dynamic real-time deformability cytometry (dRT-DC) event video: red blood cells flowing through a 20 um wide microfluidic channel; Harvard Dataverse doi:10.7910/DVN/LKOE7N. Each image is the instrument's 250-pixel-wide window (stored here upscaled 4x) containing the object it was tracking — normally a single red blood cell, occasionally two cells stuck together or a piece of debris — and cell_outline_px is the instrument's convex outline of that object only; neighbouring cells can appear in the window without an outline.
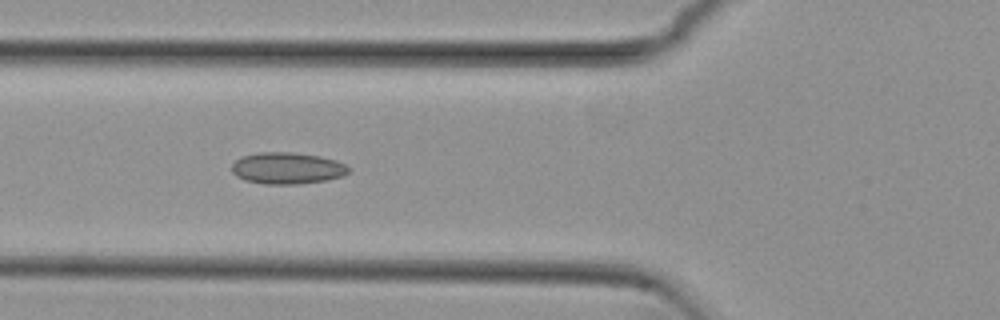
{"species": "common noctule bat (a hibernating species)", "species_latin": "Nyctalus noctula", "temperature_condition": "cold", "stored_images_in_passage": 29, "camera_frame_rate_fps": 3000, "um_per_image_px": 0.085, "animal": {"sex": "female", "body_mass_g": 29.2, "forearm_length_mm": 56.3}, "frame": {"image": 1, "passage_image": 6, "time_ms": 1.667, "image_size_px": [1000, 320], "cell_outline_px": [[352, 168], [344, 176], [324, 180], [296, 184], [264, 184], [244, 180], [236, 176], [232, 172], [232, 164], [236, 160], [244, 156], [260, 152], [292, 152], [320, 156], [336, 160]], "centroid_in_image_um": [24.42, 14.29], "position_along_channel_um": 101.4, "area_um2": 21.5}}
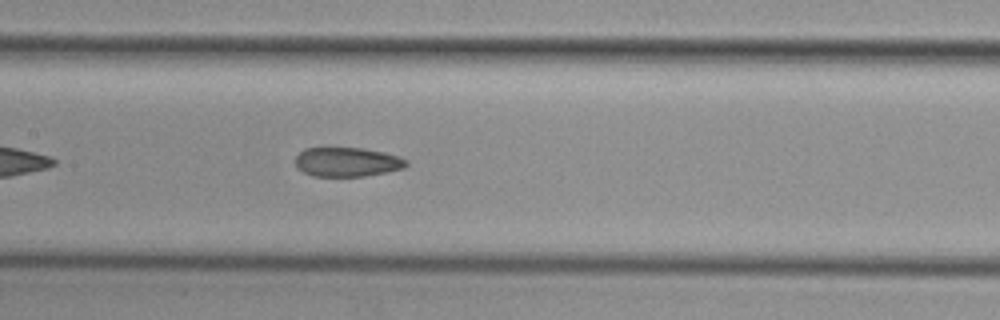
{"frame": {"image": 2, "passage_image": 12, "time_ms": 3.667, "image_size_px": [1000, 320], "cell_outline_px": [[408, 164], [404, 168], [388, 172], [364, 176], [312, 176], [296, 168], [296, 156], [304, 148], [364, 148], [384, 152], [400, 156], [408, 160]], "centroid_in_image_um": [29.53, 13.77], "position_along_channel_um": 177.9, "area_um2": 19.07}}
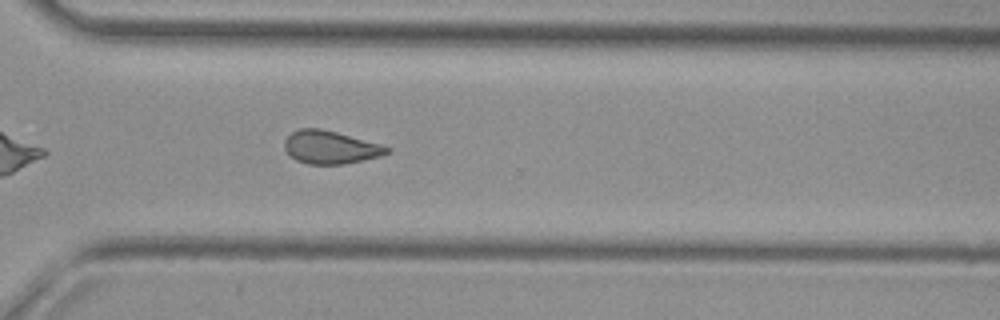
{"frame": {"image": 3, "passage_image": 25, "time_ms": 8.0, "image_size_px": [1000, 320], "cell_outline_px": [[392, 152], [380, 156], [344, 164], [308, 164], [296, 160], [284, 148], [284, 140], [292, 132], [300, 128], [320, 128], [336, 132], [380, 144], [392, 148]], "centroid_in_image_um": [28.09, 12.52], "position_along_channel_um": 342.5, "area_um2": 19.59}, "authors_computed_cell_mechanics": {"area_um2": 19.7676, "velocity_mm_per_s": 3.8082, "shape_relaxation_time_tau1_ms": null, "shape_relaxation_time_tau2_ms": 2.2883, "deformation_change_tau1": null, "deformation_change_tau2": 0.0837}}